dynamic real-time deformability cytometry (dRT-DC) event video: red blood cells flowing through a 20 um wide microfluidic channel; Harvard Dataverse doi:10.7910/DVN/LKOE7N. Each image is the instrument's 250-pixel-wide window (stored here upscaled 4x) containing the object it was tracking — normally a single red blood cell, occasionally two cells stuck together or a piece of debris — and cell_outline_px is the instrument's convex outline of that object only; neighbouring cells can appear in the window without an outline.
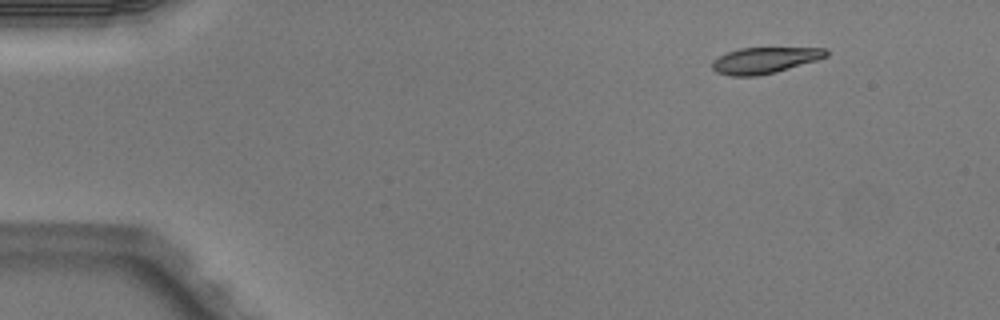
{"species": "Egyptian fruit bat (a non-hibernating species)", "species_latin": "Rousettus aegyptiacus", "temperature_condition": "warm", "stored_images_in_passage": 5, "camera_frame_rate_fps": 3000, "um_per_image_px": 0.085, "animal": {"sex": "male"}, "frame": {"image": 1, "passage_image": 1, "time_ms": 0.0, "image_size_px": [1000, 320], "cell_outline_px": [[828, 56], [816, 60], [776, 72], [756, 76], [732, 76], [716, 72], [712, 68], [712, 60], [728, 52], [740, 48], [828, 48]], "centroid_in_image_um": [64.99, 5.13], "position_along_channel_um": 20.0, "area_um2": 17.22}}
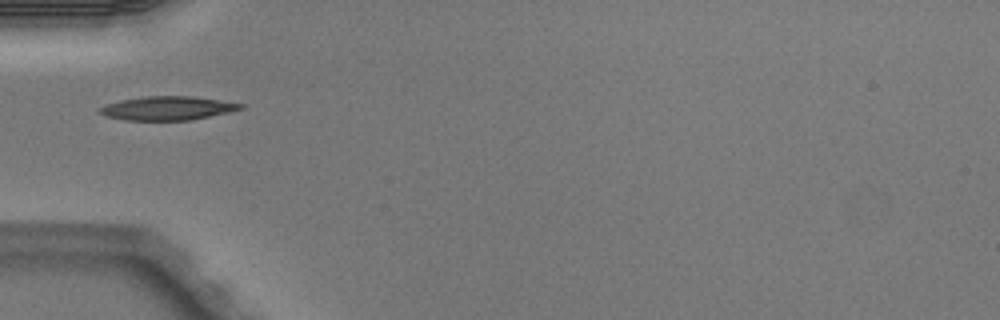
{"frame": {"image": 2, "passage_image": 4, "time_ms": 1.0, "image_size_px": [1000, 320], "cell_outline_px": [[244, 108], [232, 112], [188, 120], [124, 120], [104, 116], [96, 112], [96, 108], [120, 100], [144, 96], [192, 96], [220, 100], [244, 104]], "centroid_in_image_um": [14.2, 9.2], "position_along_channel_um": 70.8, "area_um2": 19.71}}
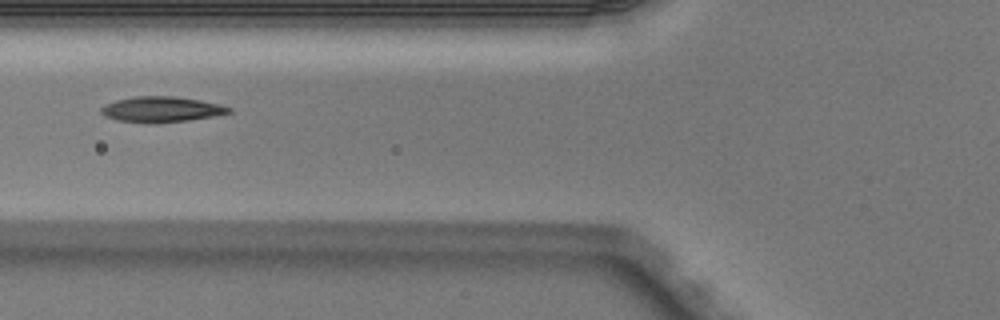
{"frame": {"image": 3, "passage_image": 5, "time_ms": 1.333, "image_size_px": [1000, 320], "cell_outline_px": [[232, 112], [216, 116], [188, 120], [156, 124], [148, 124], [116, 120], [104, 116], [100, 112], [100, 108], [116, 100], [132, 96], [176, 96], [200, 100], [220, 104], [232, 108]], "centroid_in_image_um": [13.73, 9.31], "position_along_channel_um": 112.1, "area_um2": 19.36}}